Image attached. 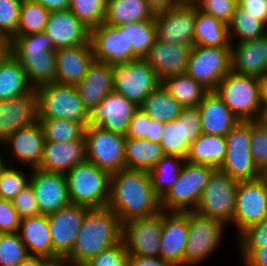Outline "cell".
<instances>
[{"mask_svg":"<svg viewBox=\"0 0 267 266\" xmlns=\"http://www.w3.org/2000/svg\"><path fill=\"white\" fill-rule=\"evenodd\" d=\"M161 84L183 108L198 107L204 96L209 92L187 73L167 77L161 81Z\"/></svg>","mask_w":267,"mask_h":266,"instance_id":"74e56055","label":"cell"},{"mask_svg":"<svg viewBox=\"0 0 267 266\" xmlns=\"http://www.w3.org/2000/svg\"><path fill=\"white\" fill-rule=\"evenodd\" d=\"M151 119L169 122L176 119L183 107L160 84L139 106Z\"/></svg>","mask_w":267,"mask_h":266,"instance_id":"f35d334b","label":"cell"},{"mask_svg":"<svg viewBox=\"0 0 267 266\" xmlns=\"http://www.w3.org/2000/svg\"><path fill=\"white\" fill-rule=\"evenodd\" d=\"M55 51L53 41L45 32L13 36L8 41V53L21 64L36 89L56 81Z\"/></svg>","mask_w":267,"mask_h":266,"instance_id":"3957f363","label":"cell"},{"mask_svg":"<svg viewBox=\"0 0 267 266\" xmlns=\"http://www.w3.org/2000/svg\"><path fill=\"white\" fill-rule=\"evenodd\" d=\"M197 108L205 134L226 136L240 122L215 91H209Z\"/></svg>","mask_w":267,"mask_h":266,"instance_id":"4dcf8cb0","label":"cell"},{"mask_svg":"<svg viewBox=\"0 0 267 266\" xmlns=\"http://www.w3.org/2000/svg\"><path fill=\"white\" fill-rule=\"evenodd\" d=\"M50 260L43 256L29 255L19 266H45Z\"/></svg>","mask_w":267,"mask_h":266,"instance_id":"e7e4bbea","label":"cell"},{"mask_svg":"<svg viewBox=\"0 0 267 266\" xmlns=\"http://www.w3.org/2000/svg\"><path fill=\"white\" fill-rule=\"evenodd\" d=\"M32 88L21 64L7 52L0 60V100L12 99Z\"/></svg>","mask_w":267,"mask_h":266,"instance_id":"d6a6232c","label":"cell"},{"mask_svg":"<svg viewBox=\"0 0 267 266\" xmlns=\"http://www.w3.org/2000/svg\"><path fill=\"white\" fill-rule=\"evenodd\" d=\"M126 266H174L160 257L129 255Z\"/></svg>","mask_w":267,"mask_h":266,"instance_id":"91938a15","label":"cell"},{"mask_svg":"<svg viewBox=\"0 0 267 266\" xmlns=\"http://www.w3.org/2000/svg\"><path fill=\"white\" fill-rule=\"evenodd\" d=\"M260 179L267 186V165L260 170Z\"/></svg>","mask_w":267,"mask_h":266,"instance_id":"89a4df30","label":"cell"},{"mask_svg":"<svg viewBox=\"0 0 267 266\" xmlns=\"http://www.w3.org/2000/svg\"><path fill=\"white\" fill-rule=\"evenodd\" d=\"M263 119H267V80H262Z\"/></svg>","mask_w":267,"mask_h":266,"instance_id":"03108f58","label":"cell"},{"mask_svg":"<svg viewBox=\"0 0 267 266\" xmlns=\"http://www.w3.org/2000/svg\"><path fill=\"white\" fill-rule=\"evenodd\" d=\"M231 47L192 48L186 73L209 91H214L219 82L231 71Z\"/></svg>","mask_w":267,"mask_h":266,"instance_id":"4fadbf2b","label":"cell"},{"mask_svg":"<svg viewBox=\"0 0 267 266\" xmlns=\"http://www.w3.org/2000/svg\"><path fill=\"white\" fill-rule=\"evenodd\" d=\"M90 41L93 47L94 59L111 65L126 64L137 59L131 43L128 42L127 29L102 23L91 30Z\"/></svg>","mask_w":267,"mask_h":266,"instance_id":"ac0fdd59","label":"cell"},{"mask_svg":"<svg viewBox=\"0 0 267 266\" xmlns=\"http://www.w3.org/2000/svg\"><path fill=\"white\" fill-rule=\"evenodd\" d=\"M21 2L0 0V40L9 41L17 32Z\"/></svg>","mask_w":267,"mask_h":266,"instance_id":"c3c4849f","label":"cell"},{"mask_svg":"<svg viewBox=\"0 0 267 266\" xmlns=\"http://www.w3.org/2000/svg\"><path fill=\"white\" fill-rule=\"evenodd\" d=\"M113 90L140 106L160 84L145 58L113 66Z\"/></svg>","mask_w":267,"mask_h":266,"instance_id":"7c38bea8","label":"cell"},{"mask_svg":"<svg viewBox=\"0 0 267 266\" xmlns=\"http://www.w3.org/2000/svg\"><path fill=\"white\" fill-rule=\"evenodd\" d=\"M226 137L202 133L191 144L188 162L207 164L219 169L226 155Z\"/></svg>","mask_w":267,"mask_h":266,"instance_id":"d590c367","label":"cell"},{"mask_svg":"<svg viewBox=\"0 0 267 266\" xmlns=\"http://www.w3.org/2000/svg\"><path fill=\"white\" fill-rule=\"evenodd\" d=\"M89 207L70 204L48 214L53 251L65 258L73 249Z\"/></svg>","mask_w":267,"mask_h":266,"instance_id":"d6986e66","label":"cell"},{"mask_svg":"<svg viewBox=\"0 0 267 266\" xmlns=\"http://www.w3.org/2000/svg\"><path fill=\"white\" fill-rule=\"evenodd\" d=\"M26 172L7 166L0 175V198L12 201L28 184Z\"/></svg>","mask_w":267,"mask_h":266,"instance_id":"7dc6e473","label":"cell"},{"mask_svg":"<svg viewBox=\"0 0 267 266\" xmlns=\"http://www.w3.org/2000/svg\"><path fill=\"white\" fill-rule=\"evenodd\" d=\"M231 70L264 79L267 74V33L249 41L231 44Z\"/></svg>","mask_w":267,"mask_h":266,"instance_id":"4316f807","label":"cell"},{"mask_svg":"<svg viewBox=\"0 0 267 266\" xmlns=\"http://www.w3.org/2000/svg\"><path fill=\"white\" fill-rule=\"evenodd\" d=\"M202 133L198 108H183L176 119L165 123L159 143L165 155L186 159L192 142Z\"/></svg>","mask_w":267,"mask_h":266,"instance_id":"2e32d148","label":"cell"},{"mask_svg":"<svg viewBox=\"0 0 267 266\" xmlns=\"http://www.w3.org/2000/svg\"><path fill=\"white\" fill-rule=\"evenodd\" d=\"M237 5V0H204L198 9L228 25Z\"/></svg>","mask_w":267,"mask_h":266,"instance_id":"816d5d0a","label":"cell"},{"mask_svg":"<svg viewBox=\"0 0 267 266\" xmlns=\"http://www.w3.org/2000/svg\"><path fill=\"white\" fill-rule=\"evenodd\" d=\"M84 136L87 161L110 175L125 168V135L88 125Z\"/></svg>","mask_w":267,"mask_h":266,"instance_id":"30bf717a","label":"cell"},{"mask_svg":"<svg viewBox=\"0 0 267 266\" xmlns=\"http://www.w3.org/2000/svg\"><path fill=\"white\" fill-rule=\"evenodd\" d=\"M36 121V88L9 100H0V144L11 133Z\"/></svg>","mask_w":267,"mask_h":266,"instance_id":"cb8c5ba5","label":"cell"},{"mask_svg":"<svg viewBox=\"0 0 267 266\" xmlns=\"http://www.w3.org/2000/svg\"><path fill=\"white\" fill-rule=\"evenodd\" d=\"M215 170L214 166L195 164L185 160L179 173V179L160 199L161 210L167 212L194 211Z\"/></svg>","mask_w":267,"mask_h":266,"instance_id":"8992f818","label":"cell"},{"mask_svg":"<svg viewBox=\"0 0 267 266\" xmlns=\"http://www.w3.org/2000/svg\"><path fill=\"white\" fill-rule=\"evenodd\" d=\"M29 255L18 232L4 234L0 241V266H19Z\"/></svg>","mask_w":267,"mask_h":266,"instance_id":"bcb514c9","label":"cell"},{"mask_svg":"<svg viewBox=\"0 0 267 266\" xmlns=\"http://www.w3.org/2000/svg\"><path fill=\"white\" fill-rule=\"evenodd\" d=\"M195 45L205 47H231L228 25L197 7L195 19Z\"/></svg>","mask_w":267,"mask_h":266,"instance_id":"8d00e7d4","label":"cell"},{"mask_svg":"<svg viewBox=\"0 0 267 266\" xmlns=\"http://www.w3.org/2000/svg\"><path fill=\"white\" fill-rule=\"evenodd\" d=\"M5 232L0 230V241L2 240L3 236H4Z\"/></svg>","mask_w":267,"mask_h":266,"instance_id":"753ad0ef","label":"cell"},{"mask_svg":"<svg viewBox=\"0 0 267 266\" xmlns=\"http://www.w3.org/2000/svg\"><path fill=\"white\" fill-rule=\"evenodd\" d=\"M122 223L108 207L89 208L72 251L64 258L71 266H82L104 250L121 242Z\"/></svg>","mask_w":267,"mask_h":266,"instance_id":"7a4b0ae2","label":"cell"},{"mask_svg":"<svg viewBox=\"0 0 267 266\" xmlns=\"http://www.w3.org/2000/svg\"><path fill=\"white\" fill-rule=\"evenodd\" d=\"M188 225L189 239L184 254V266H197L216 252L224 240V229L227 226L195 211H188Z\"/></svg>","mask_w":267,"mask_h":266,"instance_id":"8fae6325","label":"cell"},{"mask_svg":"<svg viewBox=\"0 0 267 266\" xmlns=\"http://www.w3.org/2000/svg\"><path fill=\"white\" fill-rule=\"evenodd\" d=\"M11 202L21 219L41 214L30 183Z\"/></svg>","mask_w":267,"mask_h":266,"instance_id":"f5cc1de1","label":"cell"},{"mask_svg":"<svg viewBox=\"0 0 267 266\" xmlns=\"http://www.w3.org/2000/svg\"><path fill=\"white\" fill-rule=\"evenodd\" d=\"M154 17L146 0H107L104 23L122 26Z\"/></svg>","mask_w":267,"mask_h":266,"instance_id":"e575fe53","label":"cell"},{"mask_svg":"<svg viewBox=\"0 0 267 266\" xmlns=\"http://www.w3.org/2000/svg\"><path fill=\"white\" fill-rule=\"evenodd\" d=\"M239 247H261L267 245V217L249 226L238 235Z\"/></svg>","mask_w":267,"mask_h":266,"instance_id":"db71d44e","label":"cell"},{"mask_svg":"<svg viewBox=\"0 0 267 266\" xmlns=\"http://www.w3.org/2000/svg\"><path fill=\"white\" fill-rule=\"evenodd\" d=\"M18 1H20L21 3H23V2H30V1H33V0H18Z\"/></svg>","mask_w":267,"mask_h":266,"instance_id":"34e18365","label":"cell"},{"mask_svg":"<svg viewBox=\"0 0 267 266\" xmlns=\"http://www.w3.org/2000/svg\"><path fill=\"white\" fill-rule=\"evenodd\" d=\"M164 125V122L152 119L149 129V137H147L146 139L159 143L163 134Z\"/></svg>","mask_w":267,"mask_h":266,"instance_id":"be15d7a7","label":"cell"},{"mask_svg":"<svg viewBox=\"0 0 267 266\" xmlns=\"http://www.w3.org/2000/svg\"><path fill=\"white\" fill-rule=\"evenodd\" d=\"M49 11L67 10L69 9L70 0H33Z\"/></svg>","mask_w":267,"mask_h":266,"instance_id":"6125c7cd","label":"cell"},{"mask_svg":"<svg viewBox=\"0 0 267 266\" xmlns=\"http://www.w3.org/2000/svg\"><path fill=\"white\" fill-rule=\"evenodd\" d=\"M5 159H3L1 157V154H0V175L2 173V171L8 166V164H6V161H4Z\"/></svg>","mask_w":267,"mask_h":266,"instance_id":"2644e50d","label":"cell"},{"mask_svg":"<svg viewBox=\"0 0 267 266\" xmlns=\"http://www.w3.org/2000/svg\"><path fill=\"white\" fill-rule=\"evenodd\" d=\"M192 48L156 39L145 59L158 79L163 81L167 77L186 73Z\"/></svg>","mask_w":267,"mask_h":266,"instance_id":"484cf974","label":"cell"},{"mask_svg":"<svg viewBox=\"0 0 267 266\" xmlns=\"http://www.w3.org/2000/svg\"><path fill=\"white\" fill-rule=\"evenodd\" d=\"M238 6L267 26V0H237Z\"/></svg>","mask_w":267,"mask_h":266,"instance_id":"680465c9","label":"cell"},{"mask_svg":"<svg viewBox=\"0 0 267 266\" xmlns=\"http://www.w3.org/2000/svg\"><path fill=\"white\" fill-rule=\"evenodd\" d=\"M45 141L43 128L37 120L32 125L20 128L8 135L0 145L11 148L12 158L16 160L14 162L9 160L8 163H12L10 166H14L18 161L33 169L40 167Z\"/></svg>","mask_w":267,"mask_h":266,"instance_id":"7402d4cb","label":"cell"},{"mask_svg":"<svg viewBox=\"0 0 267 266\" xmlns=\"http://www.w3.org/2000/svg\"><path fill=\"white\" fill-rule=\"evenodd\" d=\"M185 160L176 155H164L149 171L152 187L160 199L179 179Z\"/></svg>","mask_w":267,"mask_h":266,"instance_id":"ab89813d","label":"cell"},{"mask_svg":"<svg viewBox=\"0 0 267 266\" xmlns=\"http://www.w3.org/2000/svg\"><path fill=\"white\" fill-rule=\"evenodd\" d=\"M138 108L134 102L113 90L98 106L89 111L88 125L100 126L113 133L125 135Z\"/></svg>","mask_w":267,"mask_h":266,"instance_id":"ffe728a7","label":"cell"},{"mask_svg":"<svg viewBox=\"0 0 267 266\" xmlns=\"http://www.w3.org/2000/svg\"><path fill=\"white\" fill-rule=\"evenodd\" d=\"M238 249L243 259L242 266H267V245L261 247H238Z\"/></svg>","mask_w":267,"mask_h":266,"instance_id":"6f0895ef","label":"cell"},{"mask_svg":"<svg viewBox=\"0 0 267 266\" xmlns=\"http://www.w3.org/2000/svg\"><path fill=\"white\" fill-rule=\"evenodd\" d=\"M252 157L261 170L267 165V119L251 121Z\"/></svg>","mask_w":267,"mask_h":266,"instance_id":"681fc988","label":"cell"},{"mask_svg":"<svg viewBox=\"0 0 267 266\" xmlns=\"http://www.w3.org/2000/svg\"><path fill=\"white\" fill-rule=\"evenodd\" d=\"M113 65L93 60L87 73L76 85L82 102L91 111L113 91Z\"/></svg>","mask_w":267,"mask_h":266,"instance_id":"f546056e","label":"cell"},{"mask_svg":"<svg viewBox=\"0 0 267 266\" xmlns=\"http://www.w3.org/2000/svg\"><path fill=\"white\" fill-rule=\"evenodd\" d=\"M56 56V83L77 85L94 60L91 41L73 47L59 48Z\"/></svg>","mask_w":267,"mask_h":266,"instance_id":"f1b7e54d","label":"cell"},{"mask_svg":"<svg viewBox=\"0 0 267 266\" xmlns=\"http://www.w3.org/2000/svg\"><path fill=\"white\" fill-rule=\"evenodd\" d=\"M192 4L198 7L204 0H189Z\"/></svg>","mask_w":267,"mask_h":266,"instance_id":"8c879c8a","label":"cell"},{"mask_svg":"<svg viewBox=\"0 0 267 266\" xmlns=\"http://www.w3.org/2000/svg\"><path fill=\"white\" fill-rule=\"evenodd\" d=\"M214 91L239 121L263 119L262 79L231 70Z\"/></svg>","mask_w":267,"mask_h":266,"instance_id":"277c9868","label":"cell"},{"mask_svg":"<svg viewBox=\"0 0 267 266\" xmlns=\"http://www.w3.org/2000/svg\"><path fill=\"white\" fill-rule=\"evenodd\" d=\"M71 204L89 208L108 206L110 174L85 161L72 167L65 175Z\"/></svg>","mask_w":267,"mask_h":266,"instance_id":"5b68a950","label":"cell"},{"mask_svg":"<svg viewBox=\"0 0 267 266\" xmlns=\"http://www.w3.org/2000/svg\"><path fill=\"white\" fill-rule=\"evenodd\" d=\"M107 0H70L69 10L90 30L104 22Z\"/></svg>","mask_w":267,"mask_h":266,"instance_id":"f6af8a7d","label":"cell"},{"mask_svg":"<svg viewBox=\"0 0 267 266\" xmlns=\"http://www.w3.org/2000/svg\"><path fill=\"white\" fill-rule=\"evenodd\" d=\"M31 184L41 214H50L71 204L64 174L31 169Z\"/></svg>","mask_w":267,"mask_h":266,"instance_id":"44dd1931","label":"cell"},{"mask_svg":"<svg viewBox=\"0 0 267 266\" xmlns=\"http://www.w3.org/2000/svg\"><path fill=\"white\" fill-rule=\"evenodd\" d=\"M162 211L152 217L122 223L121 241L129 255L159 257Z\"/></svg>","mask_w":267,"mask_h":266,"instance_id":"9a60e30c","label":"cell"},{"mask_svg":"<svg viewBox=\"0 0 267 266\" xmlns=\"http://www.w3.org/2000/svg\"><path fill=\"white\" fill-rule=\"evenodd\" d=\"M239 181L216 169L210 176L195 212L202 216L231 224L235 212L236 190Z\"/></svg>","mask_w":267,"mask_h":266,"instance_id":"9c48e42d","label":"cell"},{"mask_svg":"<svg viewBox=\"0 0 267 266\" xmlns=\"http://www.w3.org/2000/svg\"><path fill=\"white\" fill-rule=\"evenodd\" d=\"M127 29L128 42L138 58H145L157 39L155 19L131 22L123 25Z\"/></svg>","mask_w":267,"mask_h":266,"instance_id":"b9f144b4","label":"cell"},{"mask_svg":"<svg viewBox=\"0 0 267 266\" xmlns=\"http://www.w3.org/2000/svg\"><path fill=\"white\" fill-rule=\"evenodd\" d=\"M21 218L10 200L0 198V230L5 233L19 231Z\"/></svg>","mask_w":267,"mask_h":266,"instance_id":"11a10c76","label":"cell"},{"mask_svg":"<svg viewBox=\"0 0 267 266\" xmlns=\"http://www.w3.org/2000/svg\"><path fill=\"white\" fill-rule=\"evenodd\" d=\"M86 160L84 135L79 140L73 141L60 143L45 141L39 169L66 175L72 167Z\"/></svg>","mask_w":267,"mask_h":266,"instance_id":"83f0119b","label":"cell"},{"mask_svg":"<svg viewBox=\"0 0 267 266\" xmlns=\"http://www.w3.org/2000/svg\"><path fill=\"white\" fill-rule=\"evenodd\" d=\"M45 266H71L64 258L51 259Z\"/></svg>","mask_w":267,"mask_h":266,"instance_id":"003e7915","label":"cell"},{"mask_svg":"<svg viewBox=\"0 0 267 266\" xmlns=\"http://www.w3.org/2000/svg\"><path fill=\"white\" fill-rule=\"evenodd\" d=\"M108 207L121 223L152 217L162 211L149 172L129 168L111 174Z\"/></svg>","mask_w":267,"mask_h":266,"instance_id":"6da1fadb","label":"cell"},{"mask_svg":"<svg viewBox=\"0 0 267 266\" xmlns=\"http://www.w3.org/2000/svg\"><path fill=\"white\" fill-rule=\"evenodd\" d=\"M18 233L30 255L49 259L60 258L53 251L48 215L40 214L22 218Z\"/></svg>","mask_w":267,"mask_h":266,"instance_id":"1f68e13d","label":"cell"},{"mask_svg":"<svg viewBox=\"0 0 267 266\" xmlns=\"http://www.w3.org/2000/svg\"><path fill=\"white\" fill-rule=\"evenodd\" d=\"M41 124L46 141L66 142L79 140L84 135L85 127L78 122L64 118H37Z\"/></svg>","mask_w":267,"mask_h":266,"instance_id":"7bdbcfd3","label":"cell"},{"mask_svg":"<svg viewBox=\"0 0 267 266\" xmlns=\"http://www.w3.org/2000/svg\"><path fill=\"white\" fill-rule=\"evenodd\" d=\"M225 137L226 155L219 170L237 181L260 178L252 157L251 121H240Z\"/></svg>","mask_w":267,"mask_h":266,"instance_id":"ba28073f","label":"cell"},{"mask_svg":"<svg viewBox=\"0 0 267 266\" xmlns=\"http://www.w3.org/2000/svg\"><path fill=\"white\" fill-rule=\"evenodd\" d=\"M44 32L55 49L87 44L91 36V30L69 9L50 11Z\"/></svg>","mask_w":267,"mask_h":266,"instance_id":"d4e9b609","label":"cell"},{"mask_svg":"<svg viewBox=\"0 0 267 266\" xmlns=\"http://www.w3.org/2000/svg\"><path fill=\"white\" fill-rule=\"evenodd\" d=\"M8 52V41L0 40V60Z\"/></svg>","mask_w":267,"mask_h":266,"instance_id":"a7ac6f4b","label":"cell"},{"mask_svg":"<svg viewBox=\"0 0 267 266\" xmlns=\"http://www.w3.org/2000/svg\"><path fill=\"white\" fill-rule=\"evenodd\" d=\"M164 155L160 143L126 137L125 168L149 172Z\"/></svg>","mask_w":267,"mask_h":266,"instance_id":"836d02e7","label":"cell"},{"mask_svg":"<svg viewBox=\"0 0 267 266\" xmlns=\"http://www.w3.org/2000/svg\"><path fill=\"white\" fill-rule=\"evenodd\" d=\"M151 118L139 107L129 122L126 137L146 139L149 137Z\"/></svg>","mask_w":267,"mask_h":266,"instance_id":"9f6ffc18","label":"cell"},{"mask_svg":"<svg viewBox=\"0 0 267 266\" xmlns=\"http://www.w3.org/2000/svg\"><path fill=\"white\" fill-rule=\"evenodd\" d=\"M267 217V186L258 178L239 181L236 190L234 225L238 235Z\"/></svg>","mask_w":267,"mask_h":266,"instance_id":"e0dca14e","label":"cell"},{"mask_svg":"<svg viewBox=\"0 0 267 266\" xmlns=\"http://www.w3.org/2000/svg\"><path fill=\"white\" fill-rule=\"evenodd\" d=\"M49 14L48 9L35 1L23 2L17 32L14 36L44 32Z\"/></svg>","mask_w":267,"mask_h":266,"instance_id":"ee69618b","label":"cell"},{"mask_svg":"<svg viewBox=\"0 0 267 266\" xmlns=\"http://www.w3.org/2000/svg\"><path fill=\"white\" fill-rule=\"evenodd\" d=\"M154 14L173 9L183 0H146Z\"/></svg>","mask_w":267,"mask_h":266,"instance_id":"94428289","label":"cell"},{"mask_svg":"<svg viewBox=\"0 0 267 266\" xmlns=\"http://www.w3.org/2000/svg\"><path fill=\"white\" fill-rule=\"evenodd\" d=\"M197 7L183 0L173 9L155 14L157 39L171 44L195 46Z\"/></svg>","mask_w":267,"mask_h":266,"instance_id":"5bb4252c","label":"cell"},{"mask_svg":"<svg viewBox=\"0 0 267 266\" xmlns=\"http://www.w3.org/2000/svg\"><path fill=\"white\" fill-rule=\"evenodd\" d=\"M267 33V26L237 5L231 22L228 24V35L231 44H234L233 36L238 40L236 43L260 38Z\"/></svg>","mask_w":267,"mask_h":266,"instance_id":"60d3db41","label":"cell"},{"mask_svg":"<svg viewBox=\"0 0 267 266\" xmlns=\"http://www.w3.org/2000/svg\"><path fill=\"white\" fill-rule=\"evenodd\" d=\"M162 235L159 257L174 266H184L188 242V212L162 211Z\"/></svg>","mask_w":267,"mask_h":266,"instance_id":"603a6c76","label":"cell"},{"mask_svg":"<svg viewBox=\"0 0 267 266\" xmlns=\"http://www.w3.org/2000/svg\"><path fill=\"white\" fill-rule=\"evenodd\" d=\"M129 253L122 241L104 250L82 266H126Z\"/></svg>","mask_w":267,"mask_h":266,"instance_id":"f907efd6","label":"cell"},{"mask_svg":"<svg viewBox=\"0 0 267 266\" xmlns=\"http://www.w3.org/2000/svg\"><path fill=\"white\" fill-rule=\"evenodd\" d=\"M37 118H64L88 126L85 108L76 85L49 83L36 89Z\"/></svg>","mask_w":267,"mask_h":266,"instance_id":"52a82bcc","label":"cell"}]
</instances>
